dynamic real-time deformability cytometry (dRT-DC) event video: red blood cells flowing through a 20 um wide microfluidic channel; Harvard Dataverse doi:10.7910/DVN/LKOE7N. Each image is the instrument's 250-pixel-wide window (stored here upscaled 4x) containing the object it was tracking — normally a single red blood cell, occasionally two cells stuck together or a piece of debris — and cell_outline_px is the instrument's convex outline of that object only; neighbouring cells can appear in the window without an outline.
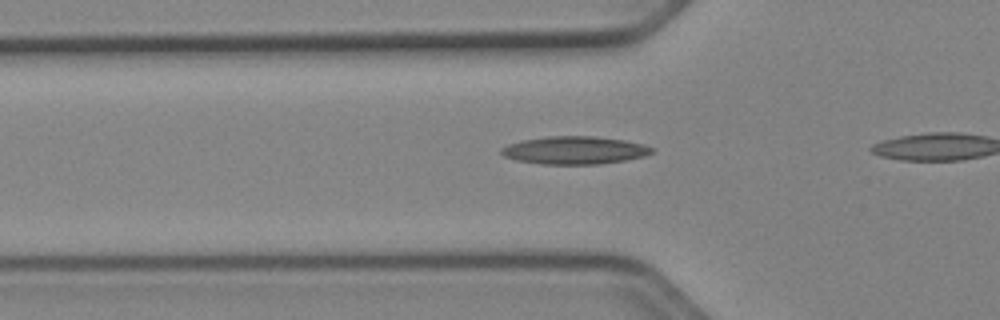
{"species": "Egyptian fruit bat (a non-hibernating species)", "species_latin": "Rousettus aegyptiacus", "temperature_condition": "cold", "stored_images_in_passage": 6, "camera_frame_rate_fps": 3000, "um_per_image_px": 0.085, "animal": {"sex": "female"}, "frame": {"image": 1, "passage_image": 5, "time_ms": 1.333, "image_size_px": [1000, 320], "cell_outline_px": [[656, 148], [652, 152], [644, 156], [624, 160], [600, 164], [540, 164], [516, 160], [504, 156], [500, 152], [500, 148], [508, 144], [520, 140], [548, 136], [596, 136], [624, 140], [644, 144]], "centroid_in_image_um": [48.82, 12.76], "position_along_channel_um": 77.0, "area_um2": 24.57}}